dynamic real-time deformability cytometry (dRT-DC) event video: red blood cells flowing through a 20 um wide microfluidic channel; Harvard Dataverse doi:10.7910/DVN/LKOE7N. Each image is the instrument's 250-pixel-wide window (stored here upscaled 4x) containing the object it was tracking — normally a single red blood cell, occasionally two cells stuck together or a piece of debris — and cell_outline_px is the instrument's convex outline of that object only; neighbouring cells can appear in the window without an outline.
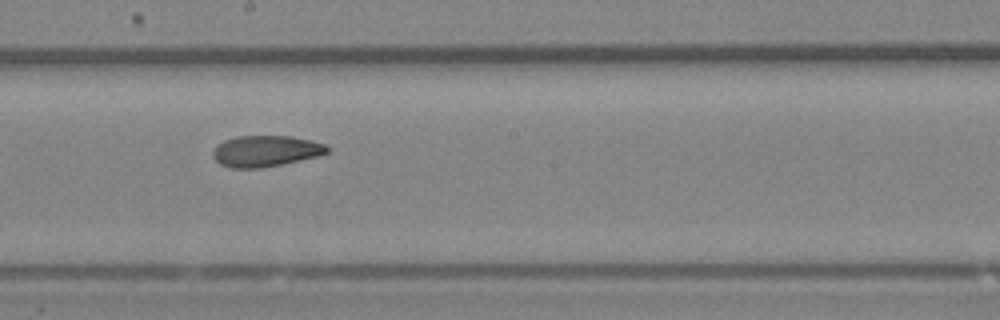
{"species": "Egyptian fruit bat (a non-hibernating species)", "species_latin": "Rousettus aegyptiacus", "temperature_condition": "room temperature", "stored_images_in_passage": 9, "camera_frame_rate_fps": 3000, "um_per_image_px": 0.085, "animal": {"sex": "female"}, "frame": {"image": 1, "passage_image": 7, "time_ms": 2.0, "image_size_px": [1000, 320], "cell_outline_px": [[332, 148], [328, 152], [320, 156], [260, 168], [232, 168], [220, 164], [212, 156], [212, 152], [216, 144], [224, 140], [236, 136], [292, 136], [324, 144]], "centroid_in_image_um": [22.57, 12.83], "position_along_channel_um": 225.6, "area_um2": 20.81}}
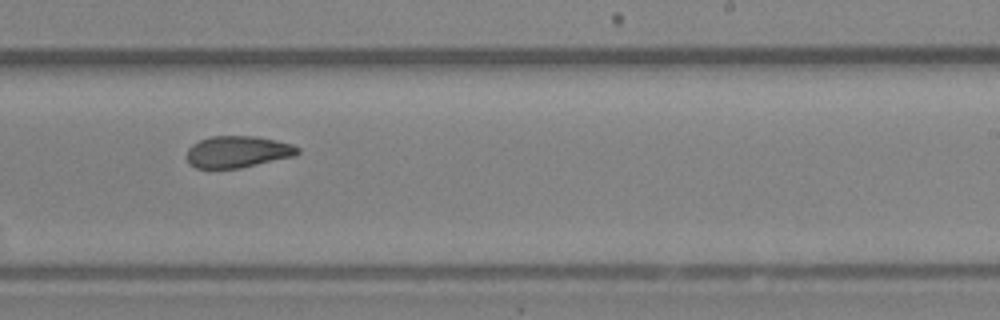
{"frame": {"image": 2, "passage_image": 8, "time_ms": 2.333, "image_size_px": [1000, 320], "cell_outline_px": [[300, 152], [296, 156], [240, 168], [196, 168], [188, 164], [184, 156], [188, 148], [192, 144], [200, 140], [212, 136], [256, 136], [276, 140], [292, 144], [300, 148]], "centroid_in_image_um": [20.18, 12.9], "position_along_channel_um": 268.8, "area_um2": 20.81}}
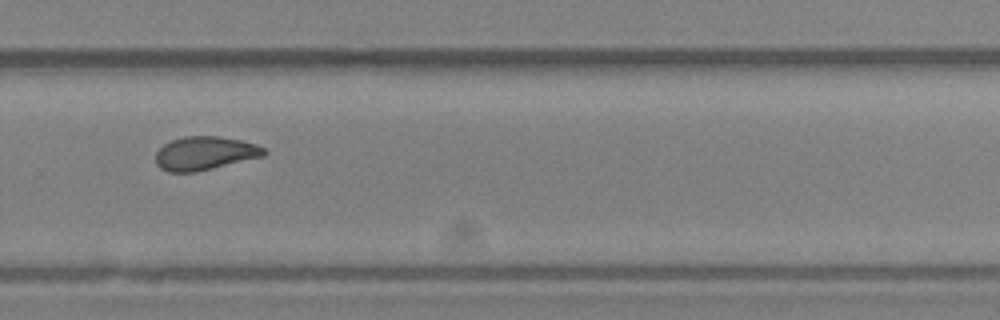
{"frame": {"image": 3, "passage_image": 9, "time_ms": 2.667, "image_size_px": [1000, 320], "cell_outline_px": [[268, 152], [264, 156], [196, 172], [168, 172], [160, 168], [156, 164], [156, 152], [164, 144], [172, 140], [184, 136], [216, 136], [240, 140], [256, 144], [264, 148]], "centroid_in_image_um": [17.41, 13.03], "position_along_channel_um": 312.4, "area_um2": 21.15}}